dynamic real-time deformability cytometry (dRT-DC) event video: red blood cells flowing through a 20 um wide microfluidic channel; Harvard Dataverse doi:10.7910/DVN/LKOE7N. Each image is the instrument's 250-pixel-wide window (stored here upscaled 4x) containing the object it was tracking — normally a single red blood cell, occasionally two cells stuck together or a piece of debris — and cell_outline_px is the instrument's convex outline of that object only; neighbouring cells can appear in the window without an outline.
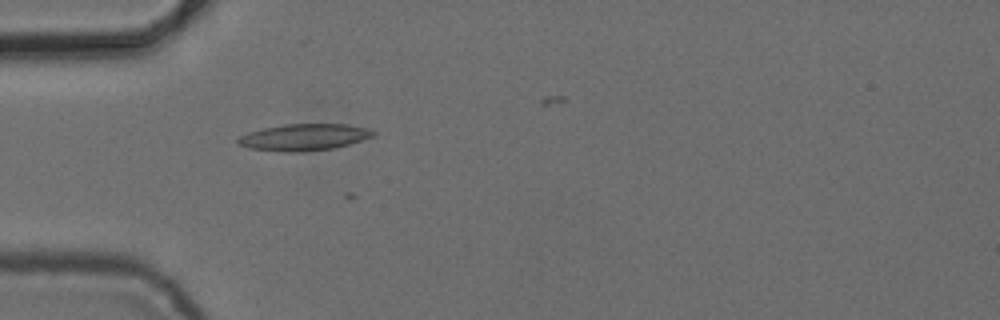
{"species": "common noctule bat (a hibernating species)", "species_latin": "Nyctalus noctula", "temperature_condition": "cold", "stored_images_in_passage": 1, "camera_frame_rate_fps": 3000, "um_per_image_px": 0.085, "animal": {"sex": "female", "body_mass_g": 24.6, "forearm_length_mm": 56.2}, "frame": {"image": 1, "passage_image": 1, "time_ms": 0.0, "image_size_px": [1000, 320], "cell_outline_px": [[376, 136], [348, 144], [332, 148], [304, 152], [284, 152], [248, 148], [236, 144], [236, 140], [240, 136], [248, 132], [264, 128], [284, 124], [348, 124], [364, 128], [376, 132]], "centroid_in_image_um": [25.81, 11.67], "position_along_channel_um": 59.2, "area_um2": 21.04}}